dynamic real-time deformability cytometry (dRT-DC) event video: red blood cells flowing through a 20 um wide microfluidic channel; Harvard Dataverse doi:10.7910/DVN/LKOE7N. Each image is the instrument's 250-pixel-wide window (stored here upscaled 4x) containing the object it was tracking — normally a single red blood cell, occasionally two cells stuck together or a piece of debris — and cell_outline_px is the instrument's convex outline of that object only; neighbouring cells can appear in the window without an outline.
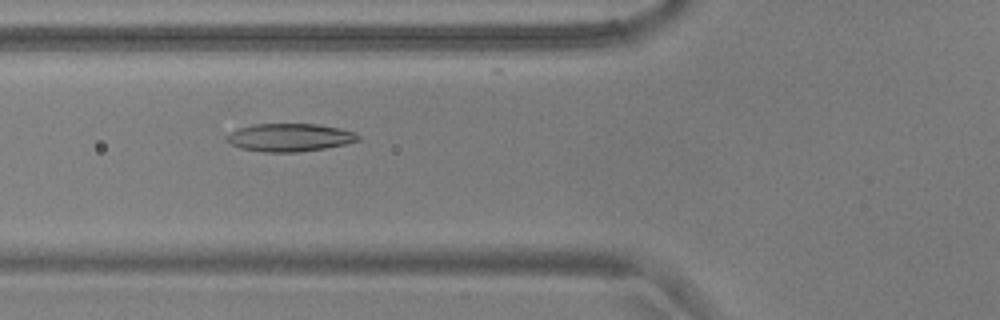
{"species": "common noctule bat (a hibernating species)", "species_latin": "Nyctalus noctula", "temperature_condition": "warm", "stored_images_in_passage": 55, "camera_frame_rate_fps": 3000, "um_per_image_px": 0.085, "animal": {"sex": "male", "body_mass_g": 17.9, "forearm_length_mm": 54.2}, "frame": {"image": 1, "passage_image": 21, "time_ms": 6.667, "image_size_px": [1000, 320], "cell_outline_px": [[360, 140], [344, 144], [324, 148], [300, 152], [264, 152], [240, 148], [232, 144], [228, 140], [228, 136], [232, 132], [240, 128], [252, 124], [316, 124], [340, 128], [352, 132], [360, 136]], "centroid_in_image_um": [24.65, 11.69], "position_along_channel_um": 101.2, "area_um2": 21.1}}
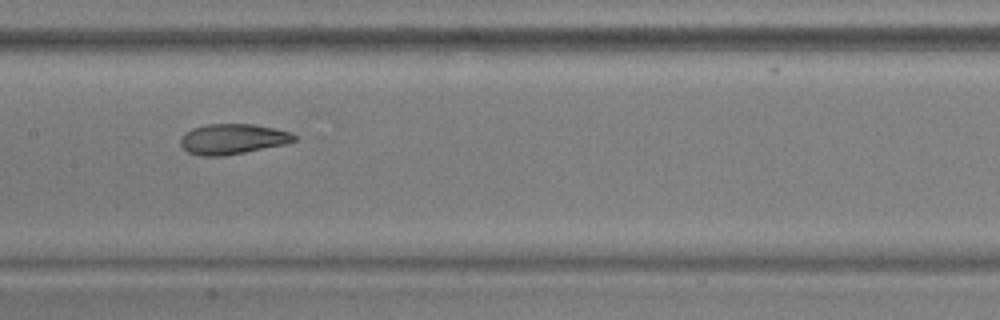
{"frame": {"image": 2, "passage_image": 28, "time_ms": 9.0, "image_size_px": [1000, 320], "cell_outline_px": [[296, 140], [284, 144], [224, 156], [200, 156], [188, 152], [180, 144], [180, 136], [184, 132], [192, 128], [208, 124], [252, 124], [292, 132], [296, 136]], "centroid_in_image_um": [19.73, 11.81], "position_along_channel_um": 187.7, "area_um2": 20.06}}
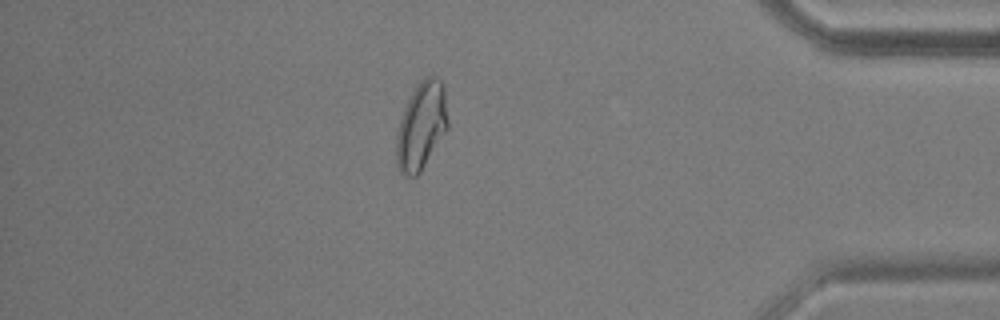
{"frame": {"image": 3, "passage_image": 48, "time_ms": 15.667, "image_size_px": [1000, 320], "cell_outline_px": [[448, 128], [420, 172], [416, 176], [408, 176], [400, 172], [396, 164], [396, 136], [400, 120], [404, 108], [416, 84], [424, 76], [432, 72], [440, 80], [444, 88], [448, 120]], "centroid_in_image_um": [35.81, 10.66], "position_along_channel_um": 399.4, "area_um2": 26.41}, "authors_computed_cell_mechanics": {"area_um2": 21.8484, "velocity_mm_per_s": 3.6928, "shape_relaxation_time_tau1_ms": 7.3668, "shape_relaxation_time_tau2_ms": 1.6125, "deformation_change_tau1": 0.2475, "deformation_change_tau2": 0.0783}}